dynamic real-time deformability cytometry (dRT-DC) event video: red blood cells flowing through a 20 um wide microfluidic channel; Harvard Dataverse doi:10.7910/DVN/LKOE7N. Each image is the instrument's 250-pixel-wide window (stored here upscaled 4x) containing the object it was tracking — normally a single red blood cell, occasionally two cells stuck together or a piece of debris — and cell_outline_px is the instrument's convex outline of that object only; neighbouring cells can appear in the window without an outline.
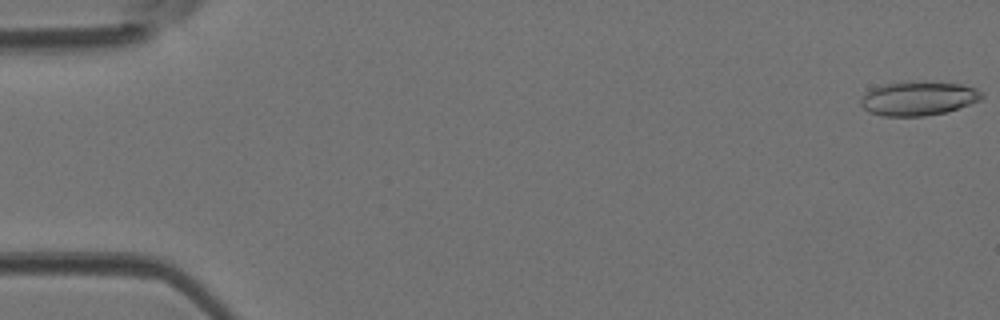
{"species": "Egyptian fruit bat (a non-hibernating species)", "species_latin": "Rousettus aegyptiacus", "temperature_condition": "room temperature", "stored_images_in_passage": 46, "camera_frame_rate_fps": 3000, "um_per_image_px": 0.085, "animal": {"sex": "female"}, "frame": {"image": 1, "passage_image": 1, "time_ms": 0.0, "image_size_px": [1000, 320], "cell_outline_px": [[984, 96], [980, 100], [944, 112], [924, 116], [884, 116], [868, 112], [860, 104], [860, 100], [872, 88], [884, 84], [908, 80], [924, 80], [960, 84], [976, 88], [984, 92]], "centroid_in_image_um": [78.06, 8.33], "position_along_channel_um": 6.9, "area_um2": 24.28}}
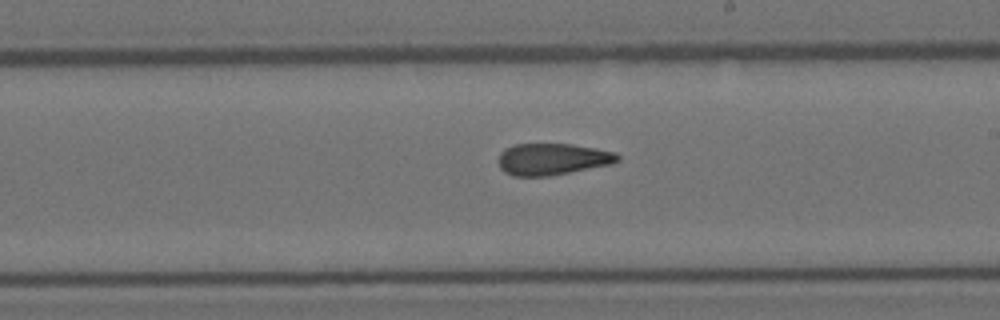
{"frame": {"image": 2, "passage_image": 27, "time_ms": 8.667, "image_size_px": [1000, 320], "cell_outline_px": [[620, 160], [612, 164], [548, 176], [512, 176], [504, 172], [500, 168], [500, 152], [504, 148], [516, 144], [572, 144], [596, 148], [616, 152], [620, 156]], "centroid_in_image_um": [46.97, 13.52], "position_along_channel_um": 242.0, "area_um2": 22.02}}
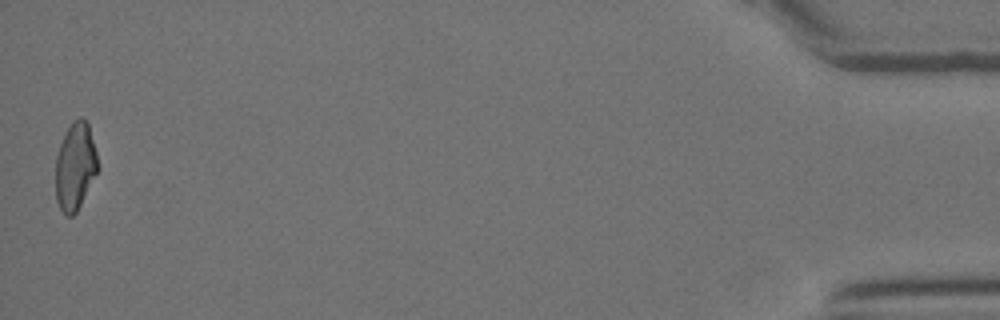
{"frame": {"image": 3, "passage_image": 46, "time_ms": 15.0, "image_size_px": [1000, 320], "cell_outline_px": [[100, 168], [76, 212], [72, 216], [64, 216], [56, 200], [56, 156], [60, 144], [72, 120], [80, 116], [88, 124], [96, 152]], "centroid_in_image_um": [6.4, 14.16], "position_along_channel_um": 428.8, "area_um2": 21.5}}